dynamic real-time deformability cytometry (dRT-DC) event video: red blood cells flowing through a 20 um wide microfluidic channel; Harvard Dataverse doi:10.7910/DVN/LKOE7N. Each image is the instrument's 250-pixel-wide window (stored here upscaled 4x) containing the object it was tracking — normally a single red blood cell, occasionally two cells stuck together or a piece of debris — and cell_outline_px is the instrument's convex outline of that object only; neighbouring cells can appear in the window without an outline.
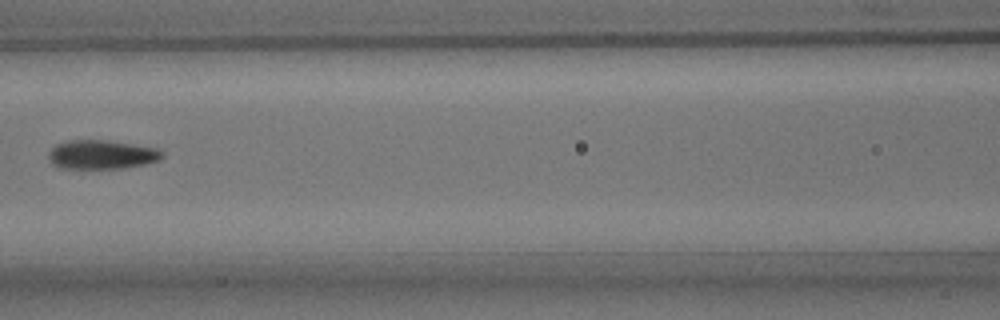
{"species": "common noctule bat (a hibernating species)", "species_latin": "Nyctalus noctula", "temperature_condition": "room temperature", "stored_images_in_passage": 9, "camera_frame_rate_fps": 3000, "um_per_image_px": 0.085, "animal": {"sex": "male", "body_mass_g": 15.6}, "frame": {"image": 1, "passage_image": 7, "time_ms": 7.333, "image_size_px": [1000, 320], "cell_outline_px": [[164, 156], [160, 160], [144, 164], [124, 168], [60, 168], [52, 164], [48, 156], [48, 152], [56, 144], [68, 140], [104, 140], [160, 148], [164, 152]], "centroid_in_image_um": [8.66, 13.13], "position_along_channel_um": 157.9, "area_um2": 19.31}}
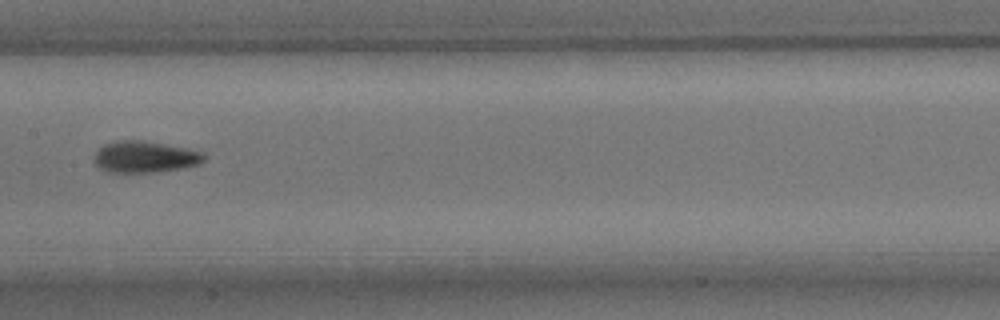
{"frame": {"image": 2, "passage_image": 8, "time_ms": 8.333, "image_size_px": [1000, 320], "cell_outline_px": [[204, 160], [200, 164], [184, 168], [156, 172], [108, 172], [100, 168], [96, 164], [96, 152], [104, 144], [116, 140], [144, 140], [188, 148], [204, 152]], "centroid_in_image_um": [12.36, 13.33], "position_along_channel_um": 195.0, "area_um2": 20.23}}
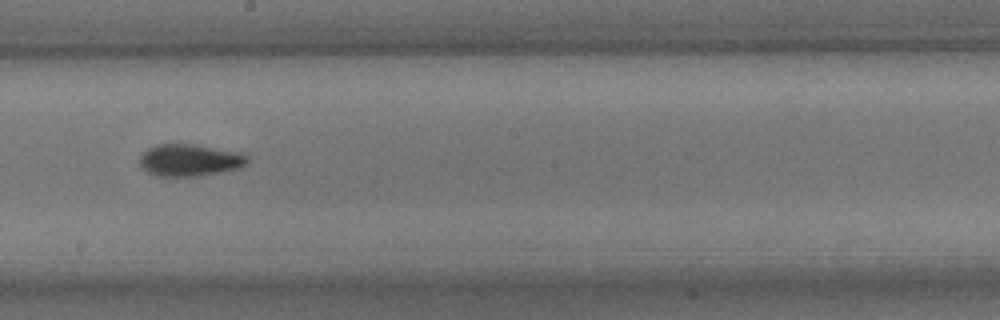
{"frame": {"image": 3, "passage_image": 9, "time_ms": 9.333, "image_size_px": [1000, 320], "cell_outline_px": [[248, 164], [240, 168], [204, 176], [156, 176], [140, 168], [140, 156], [148, 148], [156, 144], [192, 144], [236, 152], [248, 156]], "centroid_in_image_um": [16.11, 13.63], "position_along_channel_um": 232.1, "area_um2": 20.17}}